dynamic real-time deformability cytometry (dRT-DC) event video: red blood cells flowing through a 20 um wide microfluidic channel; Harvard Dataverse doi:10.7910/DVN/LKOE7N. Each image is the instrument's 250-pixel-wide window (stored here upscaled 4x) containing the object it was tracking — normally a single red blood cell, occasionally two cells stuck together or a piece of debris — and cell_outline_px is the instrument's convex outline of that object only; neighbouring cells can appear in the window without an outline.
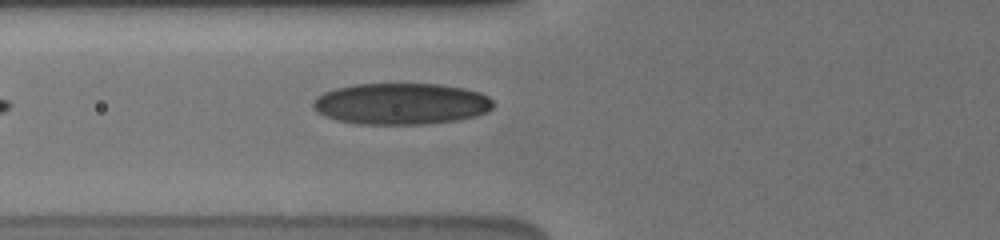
{"species": "human", "species_latin": "Homo sapiens", "temperature_condition": "cold", "stored_images_in_passage": 14, "camera_frame_rate_fps": 3000, "um_per_image_px": 0.085, "donor": {"sex": "male"}, "frame": {"image": 1, "passage_image": 14, "time_ms": 7.333, "image_size_px": [1000, 240], "cell_outline_px": [[496, 104], [488, 112], [476, 116], [460, 120], [424, 124], [356, 124], [336, 120], [324, 116], [316, 112], [312, 108], [312, 100], [316, 96], [324, 92], [336, 88], [356, 84], [440, 84], [464, 88], [480, 92], [488, 96]], "centroid_in_image_um": [34.09, 8.83], "position_along_channel_um": 91.7, "area_um2": 44.04}}